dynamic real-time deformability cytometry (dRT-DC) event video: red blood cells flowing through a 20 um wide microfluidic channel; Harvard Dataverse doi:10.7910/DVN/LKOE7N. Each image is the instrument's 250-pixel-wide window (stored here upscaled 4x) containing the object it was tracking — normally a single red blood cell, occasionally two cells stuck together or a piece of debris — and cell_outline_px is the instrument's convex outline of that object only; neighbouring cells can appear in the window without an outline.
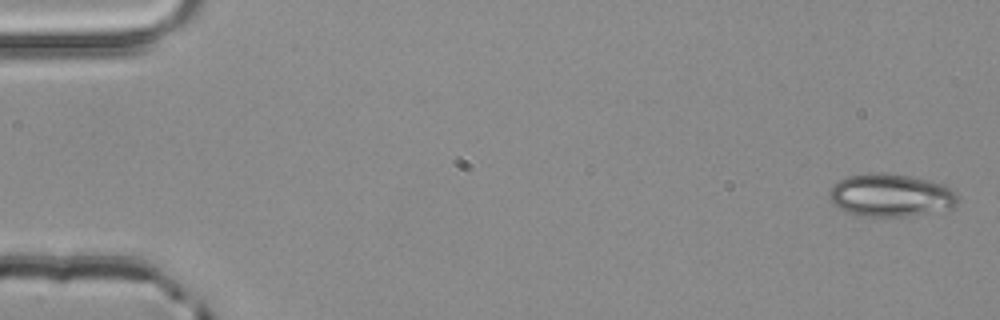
{"species": "common noctule bat (a hibernating species)", "species_latin": "Nyctalus noctula", "temperature_condition": "room temperature", "stored_images_in_passage": 3, "camera_frame_rate_fps": 3000, "um_per_image_px": 0.085, "animal": {"sex": "male", "body_mass_g": 20.4}, "frame": {"image": 1, "passage_image": 1, "time_ms": 0.0, "image_size_px": [1000, 320], "cell_outline_px": [[956, 204], [952, 208], [908, 216], [856, 216], [840, 208], [828, 196], [828, 192], [832, 184], [844, 176], [868, 172], [884, 172], [912, 176], [944, 184], [952, 188], [956, 192]], "centroid_in_image_um": [75.67, 16.57], "position_along_channel_um": 9.3, "area_um2": 32.37}}